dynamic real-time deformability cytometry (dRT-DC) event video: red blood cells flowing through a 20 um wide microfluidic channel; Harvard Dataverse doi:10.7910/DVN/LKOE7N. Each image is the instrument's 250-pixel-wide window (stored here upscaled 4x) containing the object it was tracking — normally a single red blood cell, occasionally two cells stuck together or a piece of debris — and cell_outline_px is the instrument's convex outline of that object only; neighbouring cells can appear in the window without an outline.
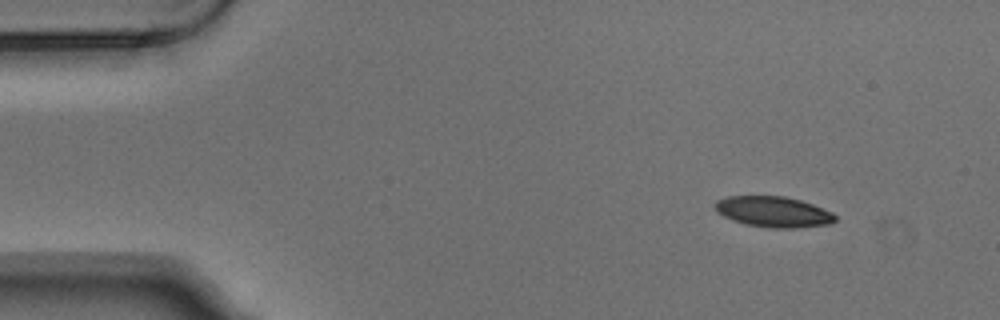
{"species": "Egyptian fruit bat (a non-hibernating species)", "species_latin": "Rousettus aegyptiacus", "temperature_condition": "warm", "stored_images_in_passage": 3, "camera_frame_rate_fps": 3000, "um_per_image_px": 0.085, "animal": {"sex": "male"}, "frame": {"image": 1, "passage_image": 1, "time_ms": 0.0, "image_size_px": [1000, 320], "cell_outline_px": [[836, 220], [832, 224], [796, 228], [768, 228], [748, 224], [732, 220], [716, 212], [712, 204], [716, 200], [728, 196], [784, 196], [800, 200], [812, 204], [832, 212], [836, 216]], "centroid_in_image_um": [65.72, 18.0], "position_along_channel_um": 19.3, "area_um2": 21.68}}
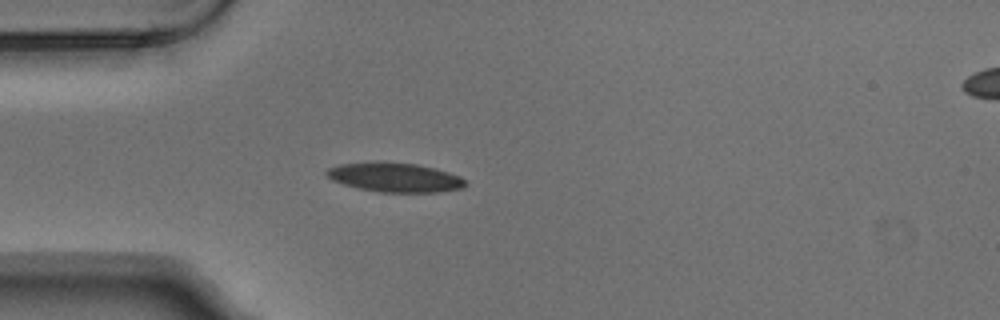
{"frame": {"image": 2, "passage_image": 3, "time_ms": 0.667, "image_size_px": [1000, 320], "cell_outline_px": [[468, 184], [464, 188], [440, 192], [380, 192], [360, 188], [344, 184], [332, 180], [324, 172], [328, 168], [340, 164], [372, 160], [384, 160], [416, 164], [436, 168], [460, 176]], "centroid_in_image_um": [33.57, 15.05], "position_along_channel_um": 51.4, "area_um2": 24.16}}